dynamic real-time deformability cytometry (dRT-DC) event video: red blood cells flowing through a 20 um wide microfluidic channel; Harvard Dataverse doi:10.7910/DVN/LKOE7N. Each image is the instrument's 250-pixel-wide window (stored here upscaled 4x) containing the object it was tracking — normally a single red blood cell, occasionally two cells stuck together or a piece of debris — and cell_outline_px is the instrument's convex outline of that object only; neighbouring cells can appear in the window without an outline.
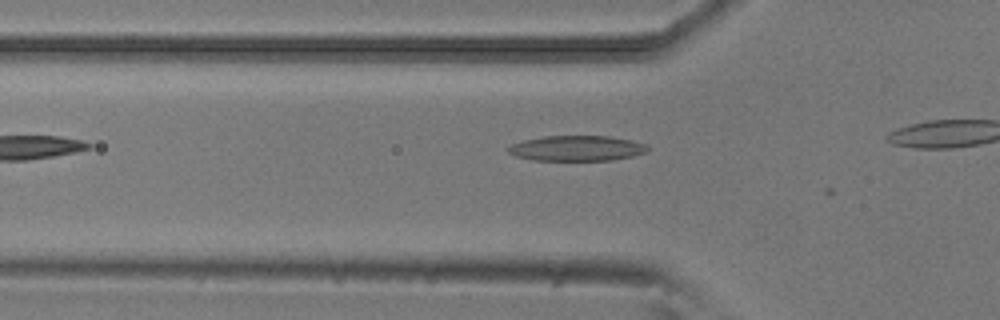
{"species": "common noctule bat (a hibernating species)", "species_latin": "Nyctalus noctula", "temperature_condition": "room temperature", "stored_images_in_passage": 6, "camera_frame_rate_fps": 3000, "um_per_image_px": 0.085, "animal": {"sex": "male", "body_mass_g": 20.5, "forearm_length_mm": 52.5}, "frame": {"image": 1, "passage_image": 4, "time_ms": 1.0, "image_size_px": [1000, 320], "cell_outline_px": [[648, 152], [632, 156], [612, 160], [532, 160], [516, 156], [508, 152], [504, 148], [512, 144], [524, 140], [544, 136], [608, 136], [632, 140], [648, 144]], "centroid_in_image_um": [49.03, 12.6], "position_along_channel_um": 76.8, "area_um2": 20.69}}